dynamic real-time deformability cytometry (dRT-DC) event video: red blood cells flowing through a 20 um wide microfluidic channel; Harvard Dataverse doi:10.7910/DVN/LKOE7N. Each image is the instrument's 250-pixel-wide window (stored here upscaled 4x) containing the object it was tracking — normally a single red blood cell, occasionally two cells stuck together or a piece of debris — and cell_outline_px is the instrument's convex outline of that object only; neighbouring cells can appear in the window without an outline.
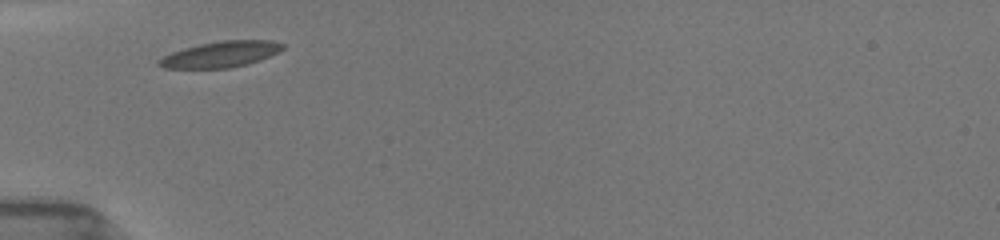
{"species": "common noctule bat (a hibernating species)", "species_latin": "Nyctalus noctula", "temperature_condition": "room temperature", "stored_images_in_passage": 5, "camera_frame_rate_fps": 3000, "um_per_image_px": 0.085, "animal": {"sex": "female", "body_mass_g": 19.5, "forearm_length_mm": 54.1}, "frame": {"image": 1, "passage_image": 1, "time_ms": 0.0, "image_size_px": [1000, 240], "cell_outline_px": [[284, 48], [260, 60], [232, 68], [164, 68], [156, 64], [156, 60], [172, 52], [184, 48], [200, 44], [220, 40], [272, 40], [284, 44]], "centroid_in_image_um": [18.73, 4.61], "position_along_channel_um": 66.3, "area_um2": 18.67}}
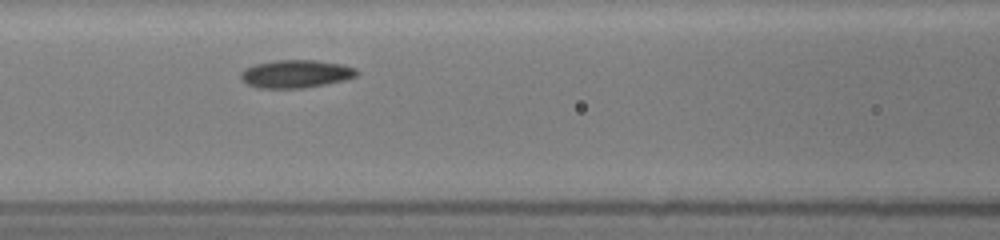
{"frame": {"image": 2, "passage_image": 3, "time_ms": 2.0, "image_size_px": [1000, 240], "cell_outline_px": [[360, 72], [356, 76], [344, 80], [304, 88], [256, 88], [240, 80], [240, 72], [244, 68], [256, 64], [276, 60], [316, 60], [340, 64], [356, 68]], "centroid_in_image_um": [25.12, 6.28], "position_along_channel_um": 141.5, "area_um2": 18.96}}
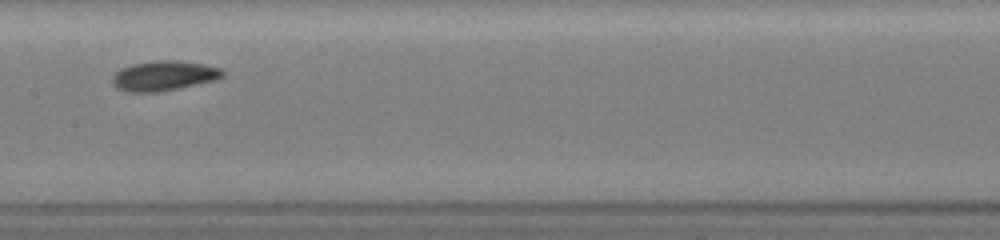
{"frame": {"image": 3, "passage_image": 4, "time_ms": 3.333, "image_size_px": [1000, 240], "cell_outline_px": [[224, 76], [216, 80], [160, 92], [124, 92], [116, 88], [112, 84], [112, 76], [120, 68], [132, 64], [152, 60], [180, 60], [204, 64], [220, 68], [224, 72]], "centroid_in_image_um": [13.9, 6.44], "position_along_channel_um": 193.5, "area_um2": 19.54}}